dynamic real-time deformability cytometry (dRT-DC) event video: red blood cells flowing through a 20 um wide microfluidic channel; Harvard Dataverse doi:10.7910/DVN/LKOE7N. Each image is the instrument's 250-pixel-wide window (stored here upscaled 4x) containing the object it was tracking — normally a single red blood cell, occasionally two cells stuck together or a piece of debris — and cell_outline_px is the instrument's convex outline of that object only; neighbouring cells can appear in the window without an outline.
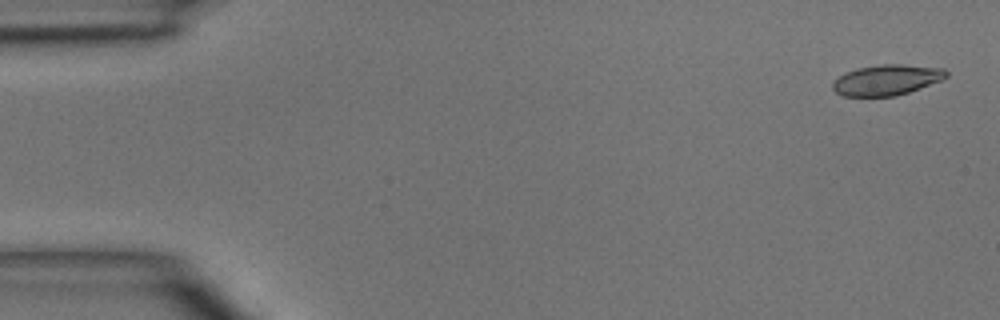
{"species": "common noctule bat (a hibernating species)", "species_latin": "Nyctalus noctula", "temperature_condition": "room temperature", "stored_images_in_passage": 4, "camera_frame_rate_fps": 3000, "um_per_image_px": 0.085, "animal": {"sex": "male", "body_mass_g": 15.6}, "frame": {"image": 1, "passage_image": 1, "time_ms": 0.0, "image_size_px": [1000, 320], "cell_outline_px": [[948, 76], [940, 80], [920, 88], [896, 96], [840, 96], [832, 88], [832, 80], [856, 68], [880, 64], [904, 64], [944, 68], [948, 72]], "centroid_in_image_um": [75.36, 6.79], "position_along_channel_um": 9.6, "area_um2": 20.29}}